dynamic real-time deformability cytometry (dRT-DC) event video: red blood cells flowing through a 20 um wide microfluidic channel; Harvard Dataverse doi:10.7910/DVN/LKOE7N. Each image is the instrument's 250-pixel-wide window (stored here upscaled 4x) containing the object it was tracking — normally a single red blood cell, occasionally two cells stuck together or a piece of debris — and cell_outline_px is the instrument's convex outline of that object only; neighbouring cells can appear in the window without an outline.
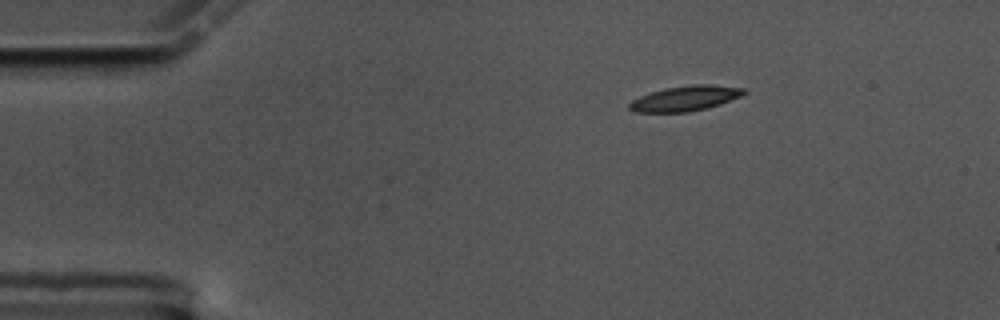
{"species": "common noctule bat (a hibernating species)", "species_latin": "Nyctalus noctula", "temperature_condition": "cold", "stored_images_in_passage": 49, "camera_frame_rate_fps": 3000, "um_per_image_px": 0.085, "animal": {"sex": "male", "body_mass_g": 17.5, "forearm_length_mm": 52.3}, "frame": {"image": 1, "passage_image": 1, "time_ms": 0.0, "image_size_px": [1000, 320], "cell_outline_px": [[748, 92], [740, 96], [720, 104], [708, 108], [688, 112], [636, 112], [628, 108], [628, 104], [632, 100], [640, 96], [664, 88], [692, 84], [708, 84], [744, 88]], "centroid_in_image_um": [58.25, 8.36], "position_along_channel_um": 26.8, "area_um2": 16.76}}
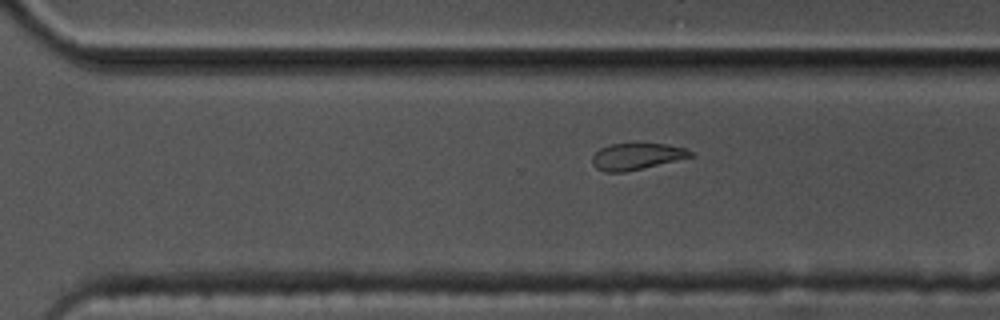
{"frame": {"image": 2, "passage_image": 31, "time_ms": 10.0, "image_size_px": [1000, 320], "cell_outline_px": [[692, 156], [676, 160], [624, 172], [604, 172], [596, 168], [592, 164], [592, 156], [600, 148], [612, 144], [668, 144], [684, 148], [692, 152]], "centroid_in_image_um": [54.06, 13.29], "position_along_channel_um": 316.5, "area_um2": 14.85}}
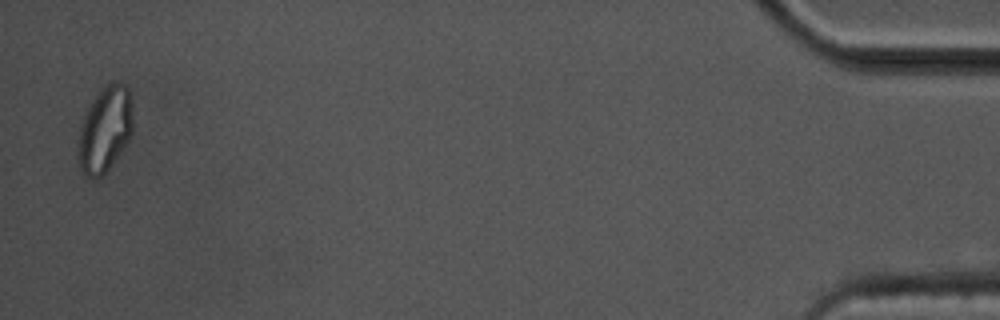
{"frame": {"image": 3, "passage_image": 48, "time_ms": 15.667, "image_size_px": [1000, 320], "cell_outline_px": [[132, 132], [124, 148], [104, 176], [88, 176], [80, 168], [76, 152], [76, 148], [80, 128], [84, 116], [92, 100], [100, 88], [104, 84], [112, 80], [124, 84], [128, 88], [132, 104]], "centroid_in_image_um": [8.92, 10.97], "position_along_channel_um": 426.3, "area_um2": 27.63}, "authors_computed_cell_mechanics": {"area_um2": 16.762, "velocity_mm_per_s": 3.5074, "shape_relaxation_time_tau1_ms": 4.7946, "shape_relaxation_time_tau2_ms": 4.2229, "deformation_change_tau1": 0.1713, "deformation_change_tau2": 0.1079}}